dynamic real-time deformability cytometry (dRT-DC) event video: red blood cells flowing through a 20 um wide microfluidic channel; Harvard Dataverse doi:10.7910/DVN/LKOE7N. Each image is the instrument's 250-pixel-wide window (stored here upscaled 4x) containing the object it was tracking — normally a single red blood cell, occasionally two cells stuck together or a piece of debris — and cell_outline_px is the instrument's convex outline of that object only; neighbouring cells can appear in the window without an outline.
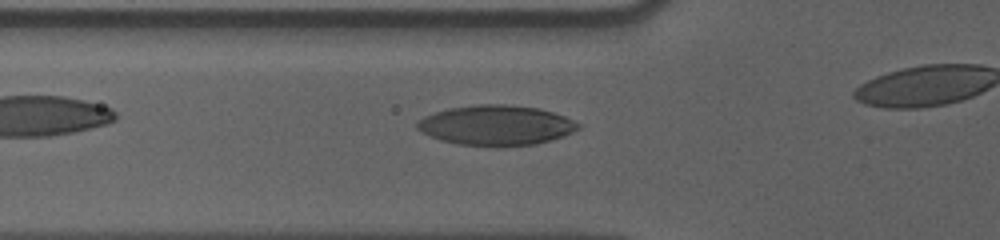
{"species": "human", "species_latin": "Homo sapiens", "temperature_condition": "cold", "stored_images_in_passage": 45, "camera_frame_rate_fps": 3000, "um_per_image_px": 0.085, "donor": {"sex": "male"}, "frame": {"image": 1, "passage_image": 19, "time_ms": 6.0, "image_size_px": [1000, 240], "cell_outline_px": [[580, 128], [564, 136], [536, 144], [504, 148], [496, 148], [456, 144], [440, 140], [420, 132], [416, 128], [416, 120], [424, 116], [448, 108], [476, 104], [504, 104], [540, 108], [564, 116], [580, 124]], "centroid_in_image_um": [42.13, 10.67], "position_along_channel_um": 83.7, "area_um2": 38.32}}
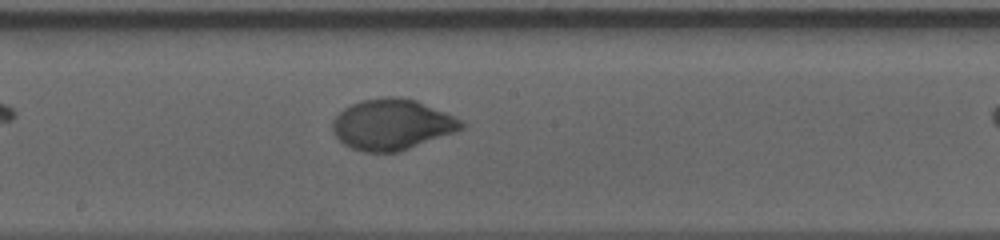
{"frame": {"image": 2, "passage_image": 30, "time_ms": 9.667, "image_size_px": [1000, 240], "cell_outline_px": [[468, 124], [464, 128], [456, 132], [400, 152], [364, 152], [352, 148], [344, 144], [332, 132], [332, 120], [344, 108], [360, 100], [388, 96], [392, 96], [416, 100], [444, 112]], "centroid_in_image_um": [33.32, 10.59], "position_along_channel_um": 214.9, "area_um2": 38.15}}
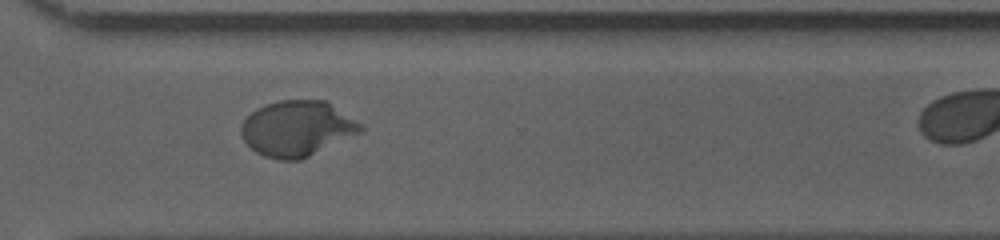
{"frame": {"image": 3, "passage_image": 41, "time_ms": 13.333, "image_size_px": [1000, 240], "cell_outline_px": [[364, 128], [360, 132], [300, 160], [276, 160], [264, 156], [256, 152], [244, 140], [240, 132], [240, 124], [256, 108], [264, 104], [280, 100], [328, 100], [360, 124]], "centroid_in_image_um": [25.21, 10.91], "position_along_channel_um": 345.4, "area_um2": 38.44}}